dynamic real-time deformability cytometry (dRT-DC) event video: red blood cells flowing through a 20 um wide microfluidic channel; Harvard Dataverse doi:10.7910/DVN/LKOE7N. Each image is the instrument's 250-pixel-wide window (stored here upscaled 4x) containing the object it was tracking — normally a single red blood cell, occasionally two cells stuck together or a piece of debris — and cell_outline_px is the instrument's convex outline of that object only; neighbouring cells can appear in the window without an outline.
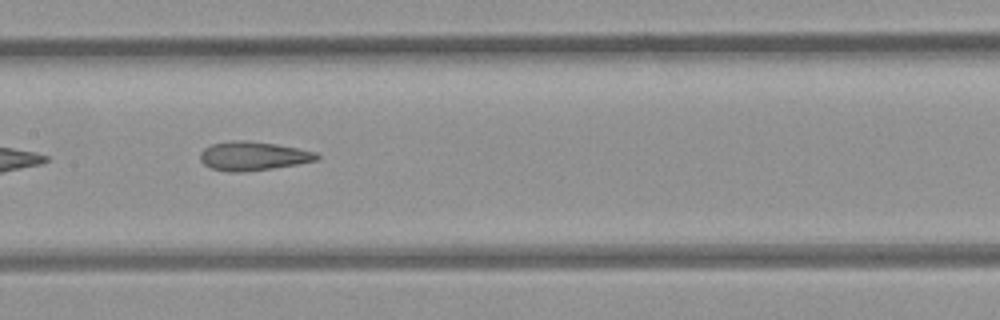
{"species": "common noctule bat (a hibernating species)", "species_latin": "Nyctalus noctula", "temperature_condition": "room temperature", "stored_images_in_passage": 11, "camera_frame_rate_fps": 3000, "um_per_image_px": 0.085, "animal": {"sex": "female", "body_mass_g": 21.9}, "frame": {"image": 1, "passage_image": 4, "time_ms": 3.667, "image_size_px": [1000, 320], "cell_outline_px": [[320, 160], [272, 168], [244, 172], [228, 172], [212, 168], [204, 164], [200, 160], [200, 152], [204, 148], [212, 144], [232, 140], [248, 140], [276, 144], [316, 152], [320, 156]], "centroid_in_image_um": [21.51, 13.26], "position_along_channel_um": 185.9, "area_um2": 19.65}}
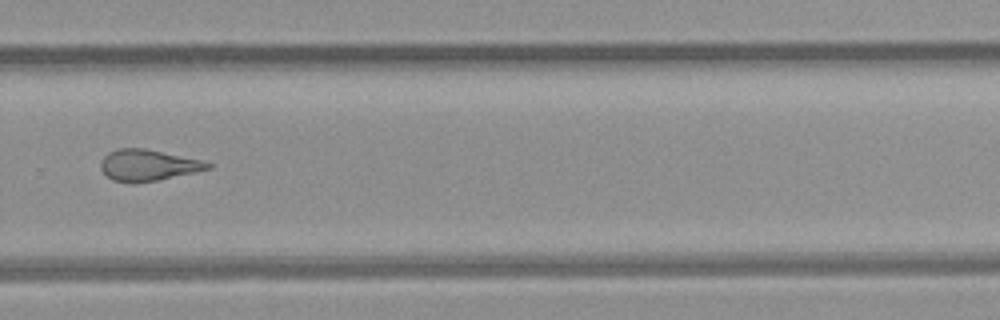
{"frame": {"image": 2, "passage_image": 7, "time_ms": 7.0, "image_size_px": [1000, 320], "cell_outline_px": [[212, 168], [196, 172], [156, 180], [112, 180], [100, 168], [100, 160], [108, 152], [120, 148], [144, 148], [200, 160], [212, 164]], "centroid_in_image_um": [12.58, 14.0], "position_along_channel_um": 317.2, "area_um2": 18.79}}
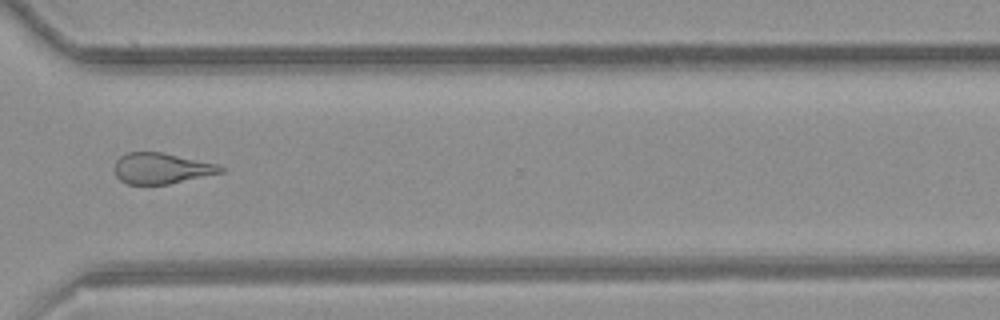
{"frame": {"image": 3, "passage_image": 8, "time_ms": 8.0, "image_size_px": [1000, 320], "cell_outline_px": [[224, 172], [168, 184], [128, 184], [120, 180], [116, 176], [116, 160], [120, 156], [128, 152], [160, 152], [220, 164], [224, 168]], "centroid_in_image_um": [13.75, 14.31], "position_along_channel_um": 356.8, "area_um2": 18.96}, "authors_computed_cell_mechanics": {"area_um2": 19.652, "velocity_mm_per_s": 3.9381, "shape_relaxation_time_tau1_ms": null, "shape_relaxation_time_tau2_ms": 3.9865, "deformation_change_tau1": null, "deformation_change_tau2": 0.1139}}